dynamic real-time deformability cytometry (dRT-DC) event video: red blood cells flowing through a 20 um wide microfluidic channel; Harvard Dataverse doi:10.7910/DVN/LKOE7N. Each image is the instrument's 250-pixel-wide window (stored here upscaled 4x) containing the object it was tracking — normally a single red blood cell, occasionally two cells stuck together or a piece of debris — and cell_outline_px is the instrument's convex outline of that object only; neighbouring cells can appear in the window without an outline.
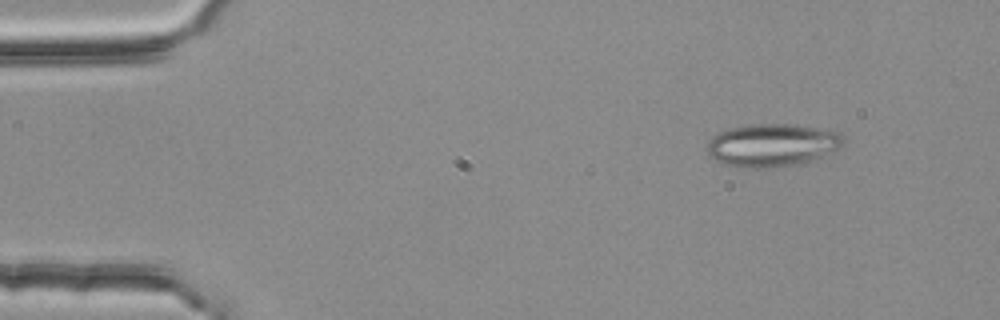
{"species": "common noctule bat (a hibernating species)", "species_latin": "Nyctalus noctula", "temperature_condition": "room temperature", "stored_images_in_passage": 3, "camera_frame_rate_fps": 3000, "um_per_image_px": 0.085, "animal": {"sex": "female", "body_mass_g": 25.1}, "frame": {"image": 1, "passage_image": 1, "time_ms": 0.0, "image_size_px": [1000, 320], "cell_outline_px": [[844, 144], [840, 148], [820, 156], [796, 164], [772, 168], [740, 168], [724, 164], [708, 156], [708, 140], [712, 136], [720, 132], [732, 128], [748, 124], [792, 124], [840, 132], [844, 136]], "centroid_in_image_um": [65.61, 12.34], "position_along_channel_um": 19.4, "area_um2": 33.99}}